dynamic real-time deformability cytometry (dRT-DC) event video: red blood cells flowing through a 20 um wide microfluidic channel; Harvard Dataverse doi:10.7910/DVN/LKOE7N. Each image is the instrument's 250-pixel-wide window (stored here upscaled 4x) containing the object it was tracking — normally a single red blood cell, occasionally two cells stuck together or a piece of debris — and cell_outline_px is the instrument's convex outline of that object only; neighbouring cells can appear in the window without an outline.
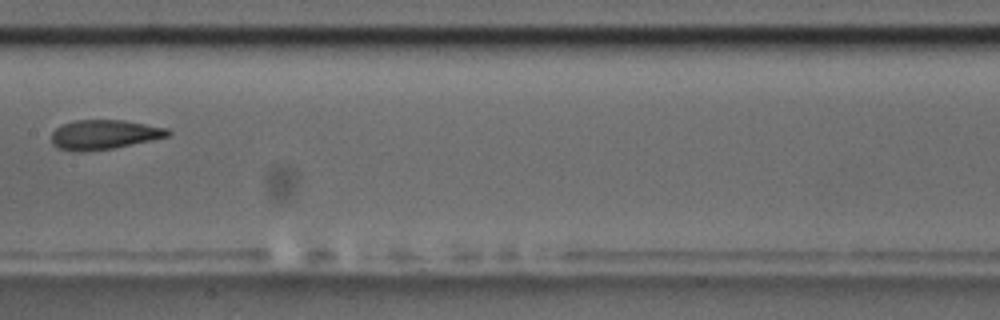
{"species": "common noctule bat (a hibernating species)", "species_latin": "Nyctalus noctula", "temperature_condition": "room temperature", "stored_images_in_passage": 5, "camera_frame_rate_fps": 3000, "um_per_image_px": 0.085, "animal": {"sex": "male", "body_mass_g": 17.5, "forearm_length_mm": 52.3}, "frame": {"image": 1, "passage_image": 4, "time_ms": 3.333, "image_size_px": [1000, 320], "cell_outline_px": [[172, 132], [168, 136], [152, 140], [112, 148], [84, 152], [72, 152], [60, 148], [52, 144], [52, 132], [56, 128], [64, 124], [76, 120], [124, 120], [168, 128]], "centroid_in_image_um": [8.85, 11.44], "position_along_channel_um": 198.5, "area_um2": 20.0}}
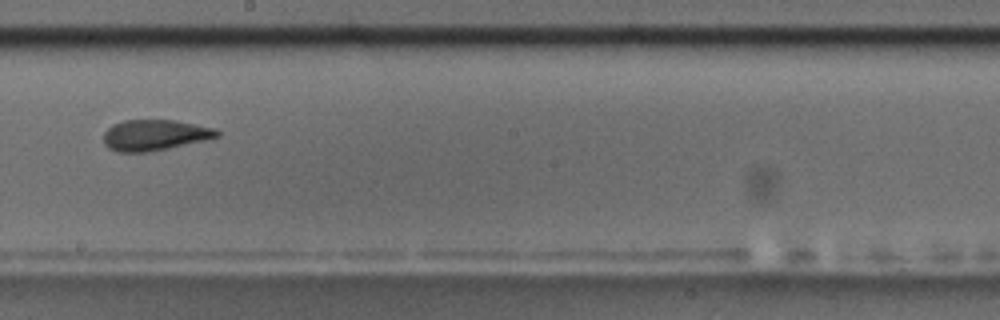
{"frame": {"image": 2, "passage_image": 5, "time_ms": 4.333, "image_size_px": [1000, 320], "cell_outline_px": [[220, 136], [208, 140], [148, 152], [116, 152], [108, 148], [104, 144], [104, 132], [112, 124], [124, 120], [176, 120], [216, 128], [220, 132]], "centroid_in_image_um": [13.17, 11.48], "position_along_channel_um": 235.0, "area_um2": 20.63}}